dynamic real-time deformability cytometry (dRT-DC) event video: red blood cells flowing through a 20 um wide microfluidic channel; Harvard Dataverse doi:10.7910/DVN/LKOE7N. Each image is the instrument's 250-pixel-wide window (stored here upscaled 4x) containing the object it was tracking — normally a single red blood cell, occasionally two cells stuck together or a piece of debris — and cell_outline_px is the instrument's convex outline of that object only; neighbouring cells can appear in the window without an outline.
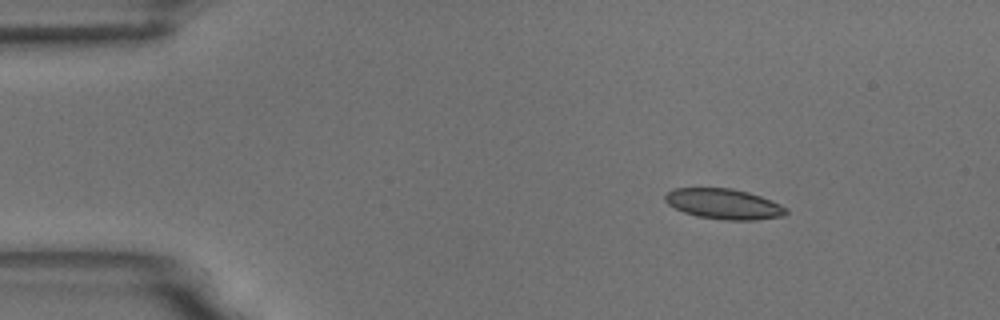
{"species": "common noctule bat (a hibernating species)", "species_latin": "Nyctalus noctula", "temperature_condition": "room temperature", "stored_images_in_passage": 4, "camera_frame_rate_fps": 3000, "um_per_image_px": 0.085, "animal": {"sex": "male", "body_mass_g": 18.8}, "frame": {"image": 1, "passage_image": 1, "time_ms": 0.0, "image_size_px": [1000, 320], "cell_outline_px": [[788, 212], [784, 216], [756, 220], [724, 220], [696, 216], [684, 212], [668, 204], [664, 200], [664, 196], [672, 188], [732, 188], [748, 192], [760, 196], [780, 204], [788, 208]], "centroid_in_image_um": [61.53, 17.34], "position_along_channel_um": 23.5, "area_um2": 21.5}}
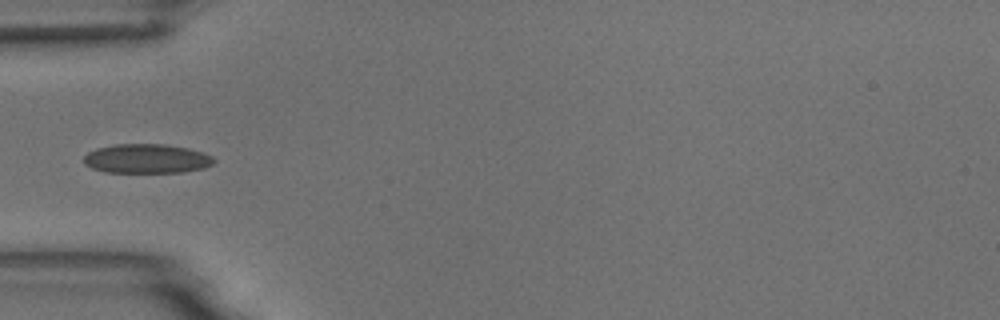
{"frame": {"image": 2, "passage_image": 4, "time_ms": 3.333, "image_size_px": [1000, 320], "cell_outline_px": [[216, 160], [212, 164], [204, 168], [184, 172], [104, 172], [92, 168], [84, 164], [84, 156], [88, 152], [96, 148], [112, 144], [164, 144], [188, 148], [212, 156]], "centroid_in_image_um": [12.44, 13.48], "position_along_channel_um": 72.6, "area_um2": 22.25}}